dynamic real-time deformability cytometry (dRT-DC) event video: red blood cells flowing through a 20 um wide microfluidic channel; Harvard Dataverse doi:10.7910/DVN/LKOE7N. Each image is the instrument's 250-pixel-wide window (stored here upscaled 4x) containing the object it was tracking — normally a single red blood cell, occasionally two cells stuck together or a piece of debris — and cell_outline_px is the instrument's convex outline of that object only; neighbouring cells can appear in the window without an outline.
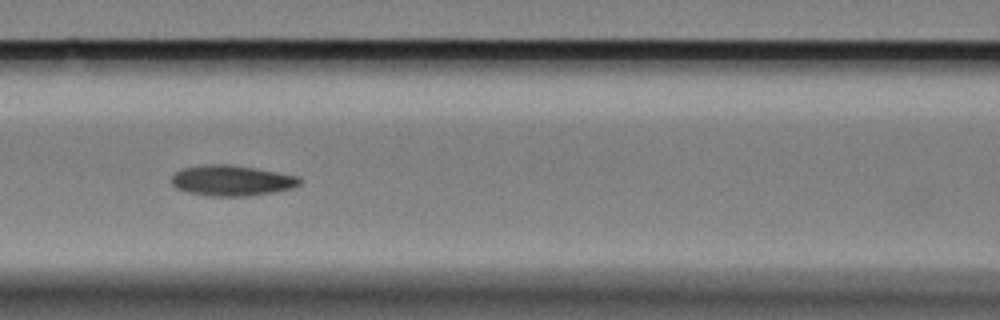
{"species": "Egyptian fruit bat (a non-hibernating species)", "species_latin": "Rousettus aegyptiacus", "temperature_condition": "cold", "stored_images_in_passage": 16, "camera_frame_rate_fps": 3000, "um_per_image_px": 0.085, "animal": {"sex": "female"}, "frame": {"image": 1, "passage_image": 10, "time_ms": 3.0, "image_size_px": [1000, 320], "cell_outline_px": [[304, 180], [300, 184], [292, 188], [272, 192], [248, 196], [208, 196], [188, 192], [176, 188], [172, 184], [172, 176], [176, 172], [184, 168], [204, 164], [232, 164], [256, 168], [300, 176]], "centroid_in_image_um": [19.73, 15.34], "position_along_channel_um": 146.9, "area_um2": 23.0}}
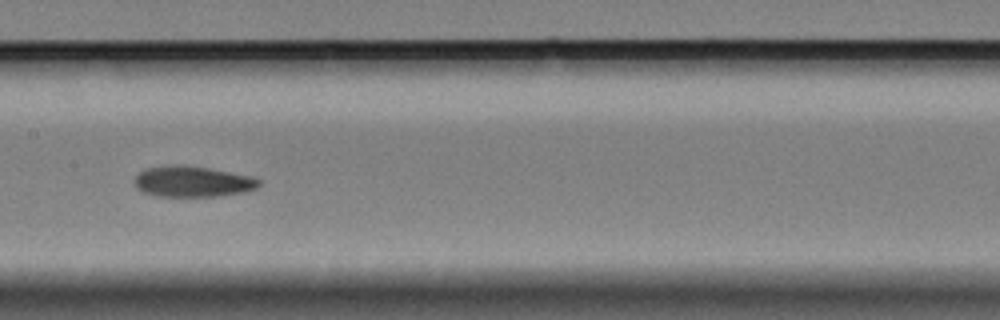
{"frame": {"image": 2, "passage_image": 14, "time_ms": 4.333, "image_size_px": [1000, 320], "cell_outline_px": [[260, 184], [256, 188], [248, 192], [220, 196], [156, 196], [144, 192], [136, 188], [136, 176], [140, 172], [148, 168], [168, 164], [184, 164], [208, 168], [248, 176], [260, 180]], "centroid_in_image_um": [16.37, 15.43], "position_along_channel_um": 191.0, "area_um2": 22.31}}